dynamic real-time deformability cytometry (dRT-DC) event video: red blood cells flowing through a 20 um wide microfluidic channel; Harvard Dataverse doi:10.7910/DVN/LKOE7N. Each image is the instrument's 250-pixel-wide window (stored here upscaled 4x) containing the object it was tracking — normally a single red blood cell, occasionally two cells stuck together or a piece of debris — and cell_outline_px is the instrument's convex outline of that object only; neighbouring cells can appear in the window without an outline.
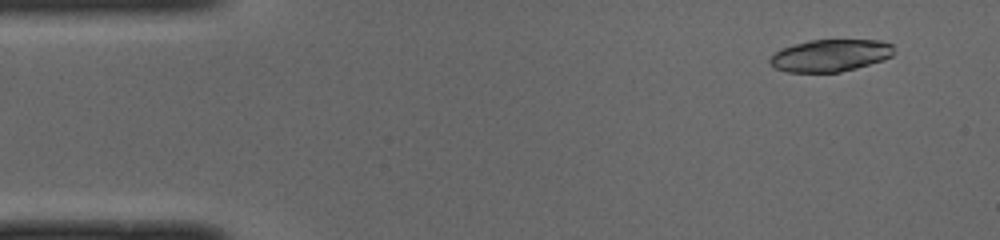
{"species": "common noctule bat (a hibernating species)", "species_latin": "Nyctalus noctula", "temperature_condition": "cold", "stored_images_in_passage": 41, "camera_frame_rate_fps": 3000, "um_per_image_px": 0.085, "animal": {"sex": "male", "body_mass_g": 19.0, "forearm_length_mm": 50.8}, "frame": {"image": 1, "passage_image": 4, "time_ms": 1.0, "image_size_px": [1000, 240], "cell_outline_px": [[892, 56], [884, 60], [856, 68], [840, 72], [788, 72], [776, 68], [768, 60], [776, 52], [784, 48], [808, 40], [880, 40], [892, 44]], "centroid_in_image_um": [70.6, 4.72], "position_along_channel_um": 14.4, "area_um2": 23.0}}
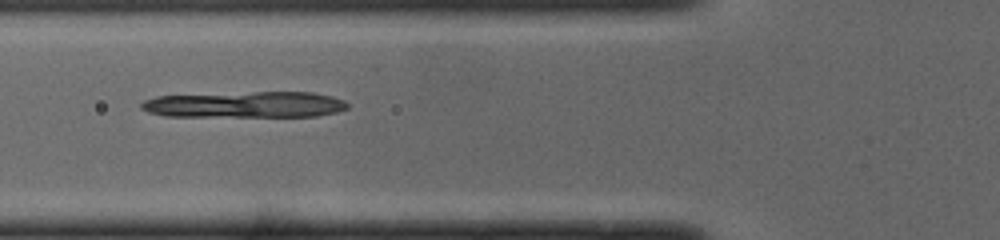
{"frame": {"image": 2, "passage_image": 18, "time_ms": 5.667, "image_size_px": [1000, 240], "cell_outline_px": [[348, 108], [336, 112], [316, 116], [164, 116], [148, 112], [140, 108], [140, 104], [144, 100], [156, 96], [256, 92], [312, 92], [332, 96], [344, 100], [348, 104]], "centroid_in_image_um": [20.84, 8.89], "position_along_channel_um": 105.0, "area_um2": 31.33}}
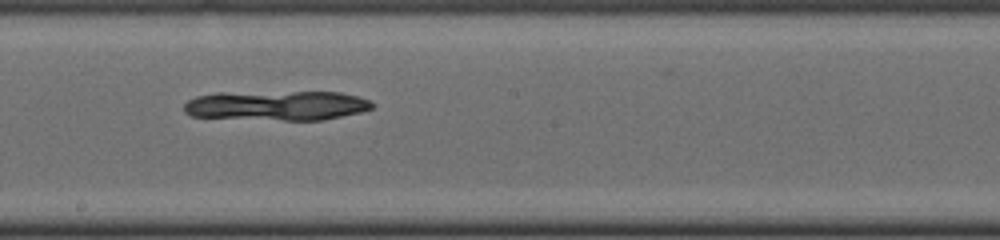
{"frame": {"image": 3, "passage_image": 27, "time_ms": 8.667, "image_size_px": [1000, 240], "cell_outline_px": [[376, 104], [372, 108], [360, 112], [324, 120], [284, 120], [192, 116], [184, 112], [184, 104], [188, 100], [196, 96], [216, 92], [340, 92], [356, 96], [368, 100]], "centroid_in_image_um": [23.52, 8.96], "position_along_channel_um": 224.7, "area_um2": 32.6}}